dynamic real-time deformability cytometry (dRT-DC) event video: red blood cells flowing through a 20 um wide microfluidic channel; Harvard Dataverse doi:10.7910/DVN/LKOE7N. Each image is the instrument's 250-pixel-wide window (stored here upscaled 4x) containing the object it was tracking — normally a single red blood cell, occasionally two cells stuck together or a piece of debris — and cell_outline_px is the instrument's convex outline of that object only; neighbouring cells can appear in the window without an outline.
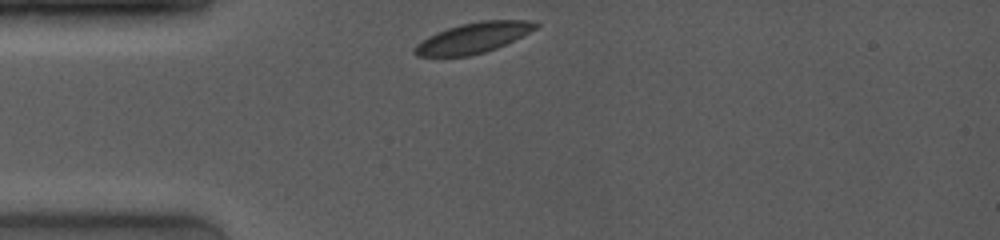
{"species": "common noctule bat (a hibernating species)", "species_latin": "Nyctalus noctula", "temperature_condition": "room temperature", "stored_images_in_passage": 41, "camera_frame_rate_fps": 4000, "um_per_image_px": 0.085, "animal": {"sex": "female", "body_mass_g": 19.0, "forearm_length_mm": 53.3}, "frame": {"image": 1, "passage_image": 1, "time_ms": 0.0, "image_size_px": [1000, 240], "cell_outline_px": [[540, 24], [536, 28], [496, 48], [484, 52], [468, 56], [416, 56], [412, 52], [412, 48], [416, 44], [428, 36], [436, 32], [448, 28], [480, 20], [528, 20]], "centroid_in_image_um": [40.16, 3.22], "position_along_channel_um": 44.8, "area_um2": 21.15}}
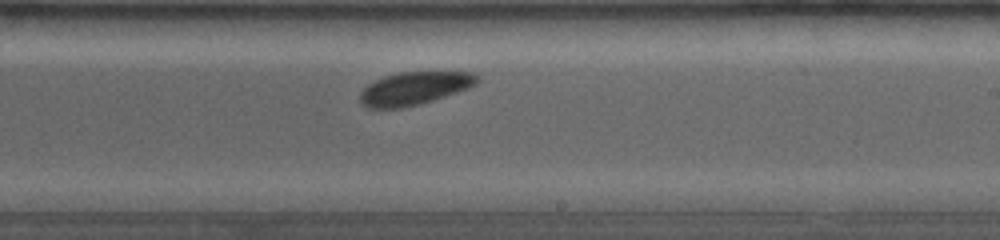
{"frame": {"image": 2, "passage_image": 24, "time_ms": 5.75, "image_size_px": [1000, 240], "cell_outline_px": [[480, 80], [476, 84], [468, 88], [420, 104], [400, 108], [368, 108], [360, 100], [360, 92], [368, 84], [384, 76], [396, 72], [476, 72], [480, 76]], "centroid_in_image_um": [35.24, 7.49], "position_along_channel_um": 253.8, "area_um2": 22.43}}
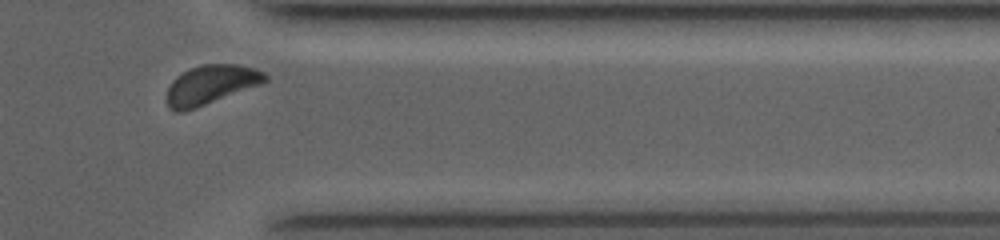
{"frame": {"image": 3, "passage_image": 38, "time_ms": 9.25, "image_size_px": [1000, 240], "cell_outline_px": [[268, 80], [260, 84], [196, 108], [184, 112], [176, 112], [168, 108], [168, 88], [172, 80], [176, 76], [200, 64], [236, 64], [256, 68], [264, 72], [268, 76]], "centroid_in_image_um": [17.92, 7.2], "position_along_channel_um": 393.5, "area_um2": 22.31}, "authors_computed_cell_mechanics": {"area_um2": 22.3108, "velocity_mm_per_s": 3.9793, "shape_relaxation_time_tau1_ms": 1.3377, "shape_relaxation_time_tau2_ms": null, "deformation_change_tau1": 0.073, "deformation_change_tau2": null}}